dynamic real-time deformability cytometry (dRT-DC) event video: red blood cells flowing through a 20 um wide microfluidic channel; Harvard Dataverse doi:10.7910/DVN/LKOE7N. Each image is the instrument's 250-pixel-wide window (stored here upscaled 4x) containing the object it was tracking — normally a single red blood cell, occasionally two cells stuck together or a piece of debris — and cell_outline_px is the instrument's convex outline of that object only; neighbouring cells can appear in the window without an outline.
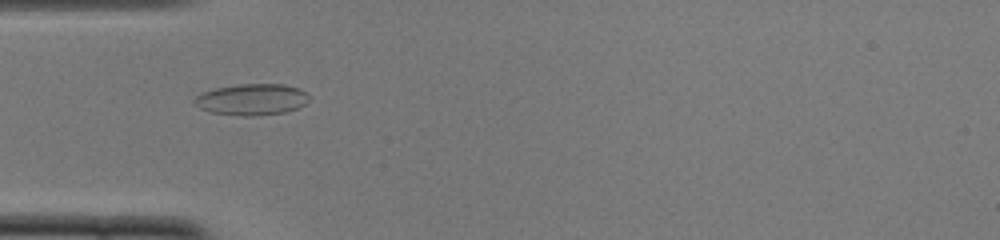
{"species": "common noctule bat (a hibernating species)", "species_latin": "Nyctalus noctula", "temperature_condition": "cold", "stored_images_in_passage": 52, "camera_frame_rate_fps": 3000, "um_per_image_px": 0.085, "animal": {"sex": "female", "body_mass_g": 22.0, "forearm_length_mm": 56.7}, "frame": {"image": 1, "passage_image": 16, "time_ms": 5.0, "image_size_px": [1000, 240], "cell_outline_px": [[308, 100], [304, 104], [296, 108], [284, 112], [252, 116], [240, 116], [212, 112], [200, 108], [192, 104], [192, 100], [200, 92], [216, 88], [240, 84], [284, 84], [300, 88], [308, 96]], "centroid_in_image_um": [21.35, 8.45], "position_along_channel_um": 63.7, "area_um2": 20.92}}
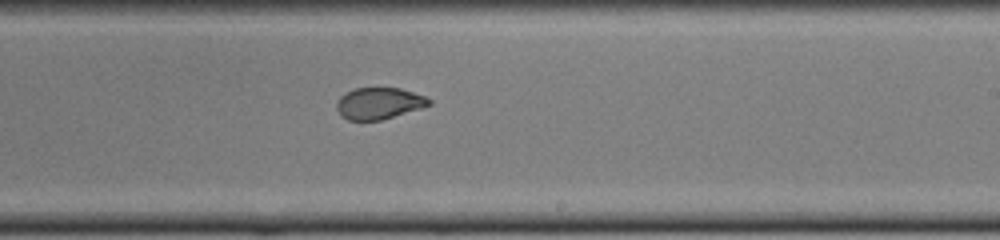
{"frame": {"image": 2, "passage_image": 31, "time_ms": 10.0, "image_size_px": [1000, 240], "cell_outline_px": [[432, 104], [420, 108], [380, 120], [348, 120], [340, 116], [336, 108], [336, 104], [340, 96], [356, 88], [400, 88], [424, 96], [432, 100]], "centroid_in_image_um": [32.19, 8.78], "position_along_channel_um": 256.8, "area_um2": 16.82}}
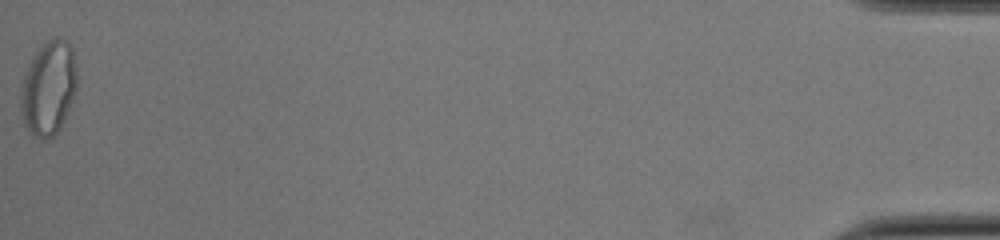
{"frame": {"image": 3, "passage_image": 52, "time_ms": 17.0, "image_size_px": [1000, 240], "cell_outline_px": [[76, 92], [64, 120], [60, 128], [52, 136], [44, 140], [32, 136], [28, 132], [24, 124], [20, 112], [20, 88], [24, 76], [32, 56], [48, 40], [56, 36], [64, 40], [72, 48], [76, 68]], "centroid_in_image_um": [4.1, 7.52], "position_along_channel_um": 431.1, "area_um2": 30.98}, "authors_computed_cell_mechanics": {"area_um2": 19.4497, "velocity_mm_per_s": 3.8868, "shape_relaxation_time_tau1_ms": null, "shape_relaxation_time_tau2_ms": 0.8743, "deformation_change_tau1": null, "deformation_change_tau2": 0.0604}}